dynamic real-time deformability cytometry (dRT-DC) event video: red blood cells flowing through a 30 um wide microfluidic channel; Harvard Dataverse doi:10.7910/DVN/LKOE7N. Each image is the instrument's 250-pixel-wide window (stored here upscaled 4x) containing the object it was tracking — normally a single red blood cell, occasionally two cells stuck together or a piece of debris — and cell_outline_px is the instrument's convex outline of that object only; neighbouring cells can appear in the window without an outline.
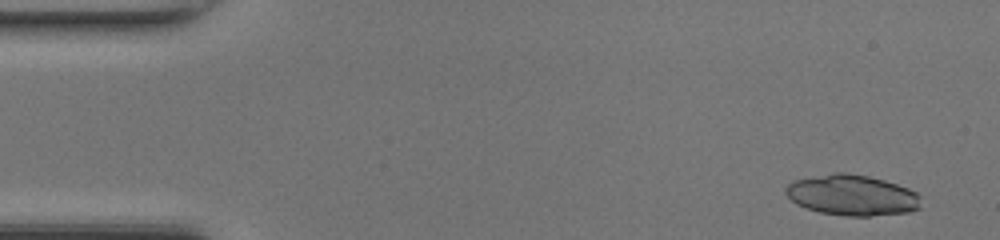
{"species": "common noctule bat (a hibernating species)", "species_latin": "Nyctalus noctula", "temperature_condition": "room temperature", "stored_images_in_passage": 48, "camera_frame_rate_fps": 3000, "um_per_image_px": 0.085, "animal": {"sex": "female", "body_mass_g": 17.0, "forearm_length_mm": 48.0}, "frame": {"image": 1, "passage_image": 3, "time_ms": 0.667, "image_size_px": [1000, 240], "cell_outline_px": [[920, 208], [908, 212], [868, 216], [848, 216], [820, 212], [796, 204], [784, 192], [784, 188], [792, 180], [832, 172], [844, 172], [868, 176], [884, 180], [908, 188], [916, 192], [920, 196]], "centroid_in_image_um": [72.4, 16.58], "position_along_channel_um": 12.6, "area_um2": 32.14}}